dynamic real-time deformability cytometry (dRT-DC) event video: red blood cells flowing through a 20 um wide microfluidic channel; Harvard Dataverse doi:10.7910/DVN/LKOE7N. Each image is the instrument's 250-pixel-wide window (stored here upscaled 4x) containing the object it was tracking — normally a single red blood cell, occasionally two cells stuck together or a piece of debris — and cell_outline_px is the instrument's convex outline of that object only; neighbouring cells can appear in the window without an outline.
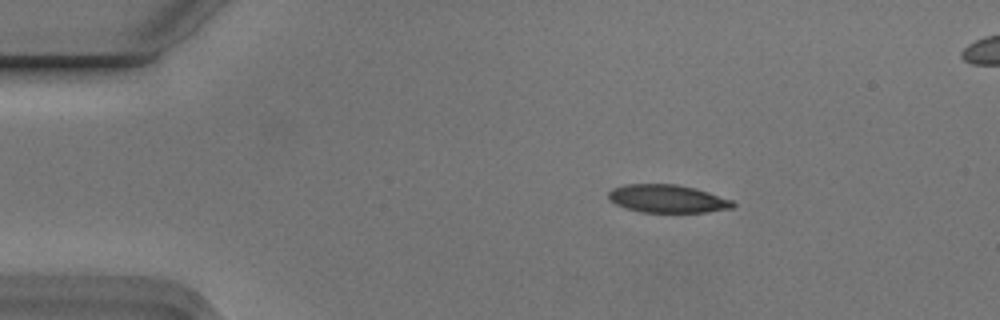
{"species": "Egyptian fruit bat (a non-hibernating species)", "species_latin": "Rousettus aegyptiacus", "temperature_condition": "cold", "stored_images_in_passage": 5, "camera_frame_rate_fps": 3000, "um_per_image_px": 0.085, "animal": {"sex": "male"}, "frame": {"image": 1, "passage_image": 2, "time_ms": 0.333, "image_size_px": [1000, 320], "cell_outline_px": [[736, 204], [732, 208], [708, 212], [640, 212], [624, 208], [616, 204], [608, 196], [608, 192], [612, 188], [624, 184], [676, 184], [696, 188], [732, 200]], "centroid_in_image_um": [56.73, 16.89], "position_along_channel_um": 28.3, "area_um2": 20.35}}
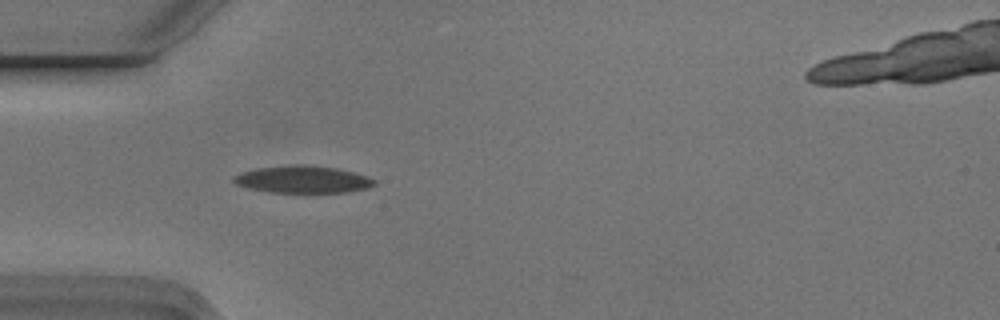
{"frame": {"image": 2, "passage_image": 4, "time_ms": 1.0, "image_size_px": [1000, 320], "cell_outline_px": [[376, 184], [368, 188], [344, 192], [268, 192], [248, 188], [236, 184], [232, 180], [232, 176], [240, 172], [256, 168], [296, 164], [304, 164], [336, 168], [368, 176], [376, 180]], "centroid_in_image_um": [25.7, 15.24], "position_along_channel_um": 59.3, "area_um2": 22.37}}